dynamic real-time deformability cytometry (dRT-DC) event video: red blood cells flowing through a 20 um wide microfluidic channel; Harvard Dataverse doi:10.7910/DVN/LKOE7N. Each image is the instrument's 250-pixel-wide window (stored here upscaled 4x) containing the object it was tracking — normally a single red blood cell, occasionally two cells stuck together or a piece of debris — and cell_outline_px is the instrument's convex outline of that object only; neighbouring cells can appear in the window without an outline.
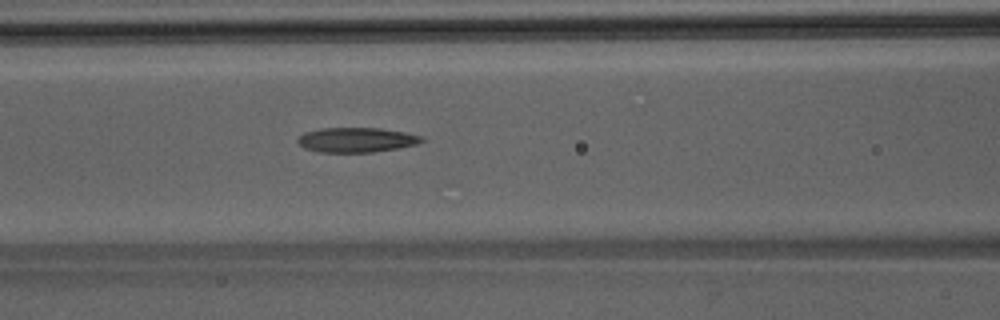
{"species": "Egyptian fruit bat (a non-hibernating species)", "species_latin": "Rousettus aegyptiacus", "temperature_condition": "room temperature", "stored_images_in_passage": 39, "camera_frame_rate_fps": 3000, "um_per_image_px": 0.085, "animal": {"sex": "male"}, "frame": {"image": 1, "passage_image": 11, "time_ms": 3.333, "image_size_px": [1000, 320], "cell_outline_px": [[424, 140], [416, 144], [396, 148], [372, 152], [320, 152], [304, 148], [296, 140], [304, 132], [320, 128], [380, 128], [404, 132], [424, 136]], "centroid_in_image_um": [30.28, 11.88], "position_along_channel_um": 136.3, "area_um2": 17.8}}
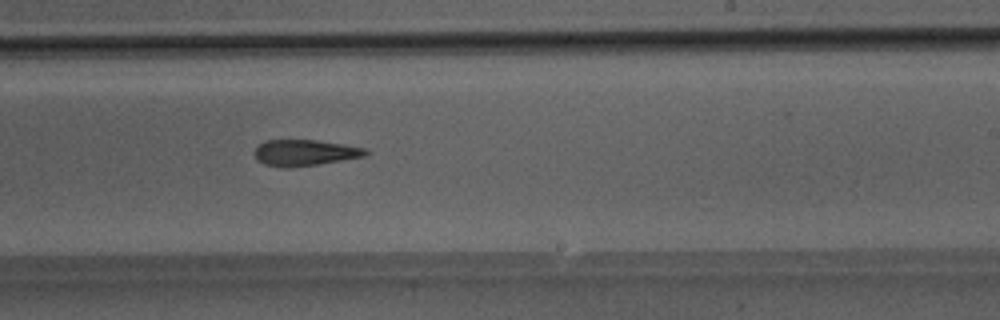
{"frame": {"image": 2, "passage_image": 20, "time_ms": 6.333, "image_size_px": [1000, 320], "cell_outline_px": [[368, 152], [364, 156], [316, 164], [288, 168], [280, 168], [264, 164], [256, 160], [252, 152], [264, 140], [316, 140], [344, 144], [364, 148]], "centroid_in_image_um": [25.81, 12.98], "position_along_channel_um": 263.2, "area_um2": 16.88}}
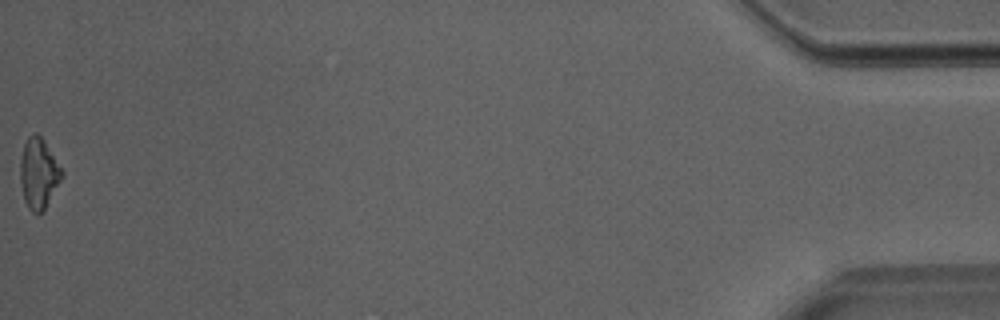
{"frame": {"image": 3, "passage_image": 39, "time_ms": 12.667, "image_size_px": [1000, 320], "cell_outline_px": [[64, 176], [44, 212], [32, 212], [28, 208], [24, 200], [20, 184], [20, 160], [24, 144], [28, 136], [32, 132], [36, 132], [44, 140], [64, 172]], "centroid_in_image_um": [3.29, 14.75], "position_along_channel_um": 431.9, "area_um2": 17.4}}